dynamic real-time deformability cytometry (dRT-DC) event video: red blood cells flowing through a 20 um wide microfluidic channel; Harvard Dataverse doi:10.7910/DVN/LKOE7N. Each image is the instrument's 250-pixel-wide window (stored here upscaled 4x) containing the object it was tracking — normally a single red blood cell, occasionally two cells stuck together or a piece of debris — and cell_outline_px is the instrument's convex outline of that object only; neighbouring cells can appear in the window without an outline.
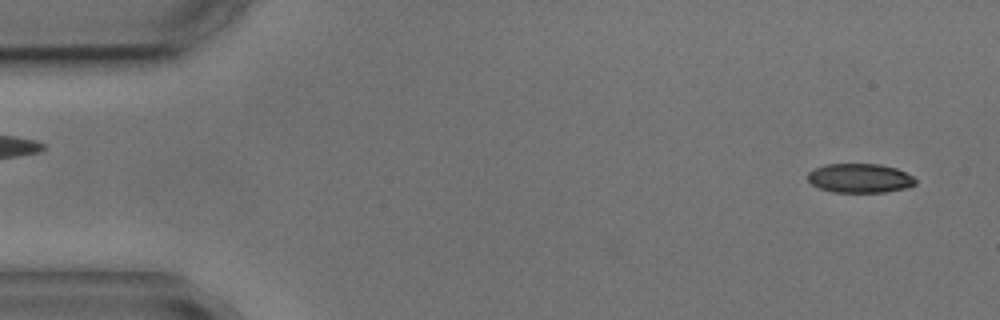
{"species": "common noctule bat (a hibernating species)", "species_latin": "Nyctalus noctula", "temperature_condition": "cold", "stored_images_in_passage": 6, "segment_of_instrument_passage": [2, 2], "camera_frame_rate_fps": 3000, "um_per_image_px": 0.085, "animal": {"sex": "male", "body_mass_g": 17.9, "forearm_length_mm": 54.2}, "frame": {"image": 1, "passage_image": 6, "time_ms": 6.0, "image_size_px": [1000, 320], "cell_outline_px": [[916, 184], [904, 188], [884, 192], [832, 192], [820, 188], [812, 184], [808, 180], [808, 172], [816, 168], [828, 164], [880, 164], [896, 168], [912, 176], [916, 180]], "centroid_in_image_um": [73.08, 15.14], "position_along_channel_um": 11.9, "area_um2": 18.15}}